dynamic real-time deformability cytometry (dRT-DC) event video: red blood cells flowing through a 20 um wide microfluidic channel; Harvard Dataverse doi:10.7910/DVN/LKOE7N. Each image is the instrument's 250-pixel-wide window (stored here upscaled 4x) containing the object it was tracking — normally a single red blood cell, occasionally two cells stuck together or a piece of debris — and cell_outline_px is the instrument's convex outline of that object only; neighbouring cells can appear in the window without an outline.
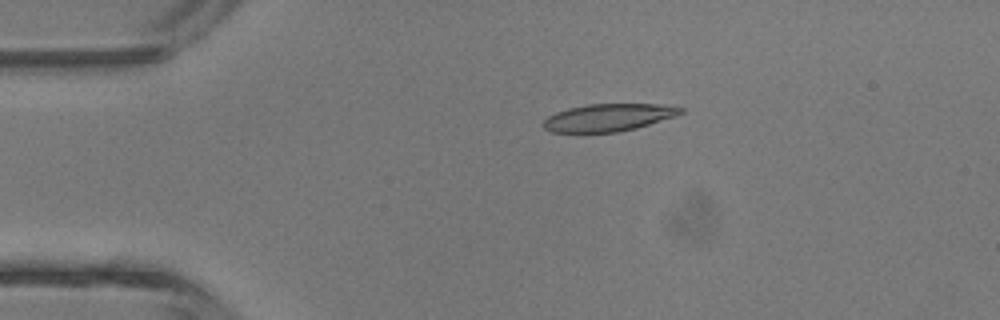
{"species": "common noctule bat (a hibernating species)", "species_latin": "Nyctalus noctula", "temperature_condition": "room temperature", "stored_images_in_passage": 5, "camera_frame_rate_fps": 3000, "um_per_image_px": 0.085, "animal": {"sex": "male", "body_mass_g": 13.3}, "frame": {"image": 1, "passage_image": 5, "time_ms": 4.667, "image_size_px": [1000, 320], "cell_outline_px": [[684, 112], [676, 116], [636, 128], [616, 132], [552, 132], [544, 128], [540, 124], [548, 116], [556, 112], [568, 108], [588, 104], [656, 104], [684, 108]], "centroid_in_image_um": [51.69, 9.99], "position_along_channel_um": 33.3, "area_um2": 21.91}}